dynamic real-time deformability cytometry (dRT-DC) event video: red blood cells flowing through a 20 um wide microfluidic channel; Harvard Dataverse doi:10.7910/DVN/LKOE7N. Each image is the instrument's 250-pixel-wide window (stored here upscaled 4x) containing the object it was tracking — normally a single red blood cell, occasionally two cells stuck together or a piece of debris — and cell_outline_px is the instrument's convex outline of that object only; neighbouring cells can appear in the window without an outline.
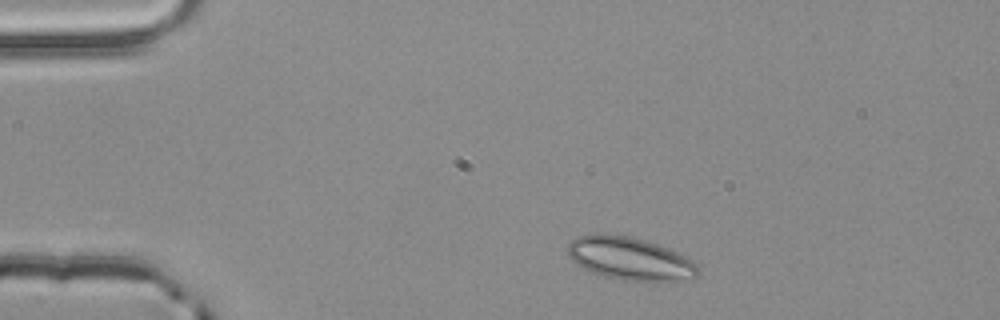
{"species": "common noctule bat (a hibernating species)", "species_latin": "Nyctalus noctula", "temperature_condition": "room temperature", "stored_images_in_passage": 2, "camera_frame_rate_fps": 3000, "um_per_image_px": 0.085, "animal": {"sex": "male", "body_mass_g": 20.4}, "frame": {"image": 1, "passage_image": 1, "time_ms": 0.0, "image_size_px": [1000, 320], "cell_outline_px": [[700, 272], [696, 276], [676, 280], [652, 284], [620, 280], [604, 276], [592, 272], [584, 268], [572, 260], [568, 256], [568, 244], [576, 236], [596, 232], [632, 236], [668, 248], [684, 256], [696, 264], [700, 268]], "centroid_in_image_um": [53.53, 21.99], "position_along_channel_um": 31.5, "area_um2": 33.18}}